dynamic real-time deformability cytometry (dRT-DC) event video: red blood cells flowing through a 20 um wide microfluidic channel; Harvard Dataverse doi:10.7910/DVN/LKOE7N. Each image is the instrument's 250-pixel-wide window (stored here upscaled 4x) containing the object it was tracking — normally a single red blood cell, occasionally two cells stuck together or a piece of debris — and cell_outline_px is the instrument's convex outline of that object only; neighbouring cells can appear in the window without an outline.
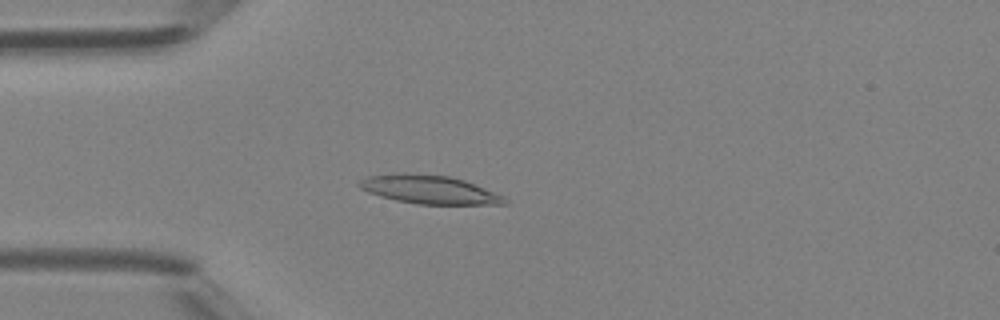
{"species": "Egyptian fruit bat (a non-hibernating species)", "species_latin": "Rousettus aegyptiacus", "temperature_condition": "room temperature", "stored_images_in_passage": 42, "camera_frame_rate_fps": 3000, "um_per_image_px": 0.085, "animal": {"sex": "female"}, "frame": {"image": 1, "passage_image": 11, "time_ms": 3.333, "image_size_px": [1000, 320], "cell_outline_px": [[508, 204], [420, 204], [396, 200], [380, 196], [368, 192], [360, 188], [356, 184], [360, 180], [368, 176], [396, 172], [404, 172], [448, 176], [464, 180], [504, 196], [508, 200]], "centroid_in_image_um": [36.45, 16.1], "position_along_channel_um": 48.6, "area_um2": 24.16}}
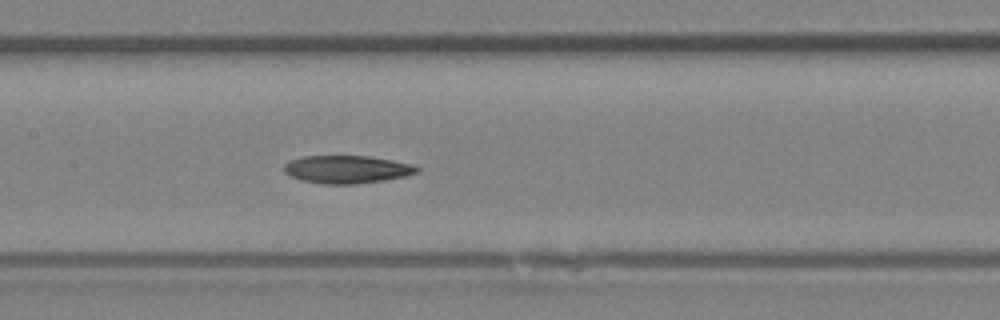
{"frame": {"image": 2, "passage_image": 20, "time_ms": 6.333, "image_size_px": [1000, 320], "cell_outline_px": [[420, 172], [404, 176], [384, 180], [356, 184], [324, 184], [300, 180], [284, 172], [284, 164], [288, 160], [304, 156], [368, 156], [392, 160], [412, 164], [420, 168]], "centroid_in_image_um": [29.48, 14.39], "position_along_channel_um": 177.9, "area_um2": 21.62}}
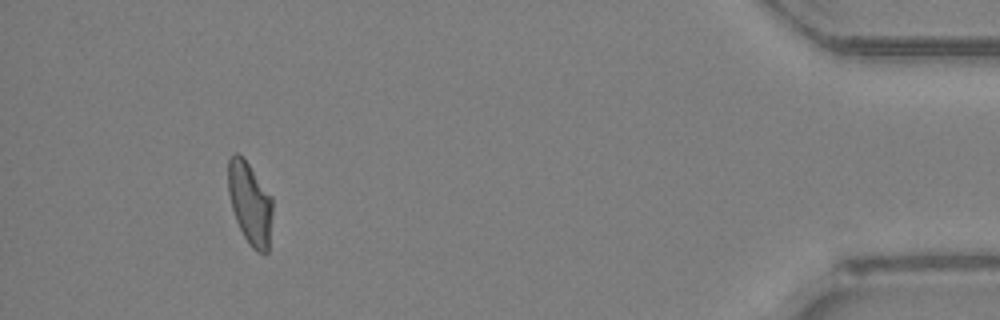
{"frame": {"image": 3, "passage_image": 39, "time_ms": 12.667, "image_size_px": [1000, 320], "cell_outline_px": [[272, 212], [268, 252], [264, 256], [256, 252], [252, 248], [244, 236], [236, 220], [232, 208], [228, 192], [228, 160], [232, 152], [236, 152], [248, 164], [272, 196]], "centroid_in_image_um": [21.25, 17.31], "position_along_channel_um": 414.0, "area_um2": 21.27}}